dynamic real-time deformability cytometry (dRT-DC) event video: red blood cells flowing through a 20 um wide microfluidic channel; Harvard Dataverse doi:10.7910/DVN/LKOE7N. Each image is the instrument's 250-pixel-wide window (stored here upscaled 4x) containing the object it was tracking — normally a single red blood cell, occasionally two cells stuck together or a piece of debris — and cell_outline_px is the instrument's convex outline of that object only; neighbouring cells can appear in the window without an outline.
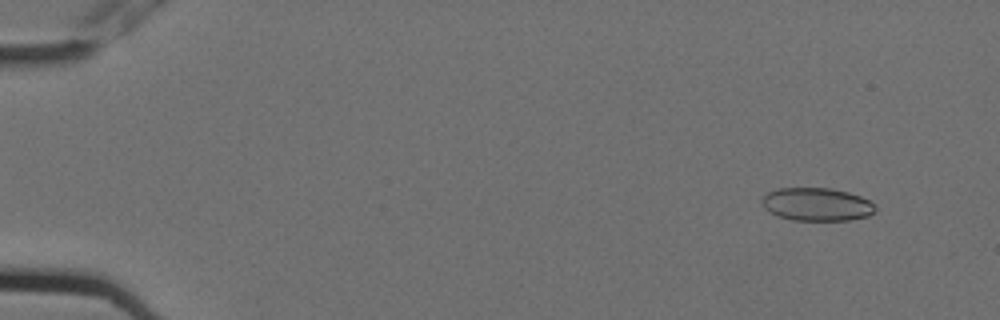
{"species": "Egyptian fruit bat (a non-hibernating species)", "species_latin": "Rousettus aegyptiacus", "temperature_condition": "cold", "stored_images_in_passage": 5, "camera_frame_rate_fps": 3000, "um_per_image_px": 0.085, "animal": {"sex": "female"}, "frame": {"image": 1, "passage_image": 2, "time_ms": 0.333, "image_size_px": [1000, 320], "cell_outline_px": [[876, 208], [868, 216], [848, 220], [792, 220], [776, 216], [768, 212], [764, 208], [764, 196], [768, 192], [780, 188], [832, 188], [848, 192], [860, 196], [868, 200]], "centroid_in_image_um": [69.41, 17.37], "position_along_channel_um": 15.6, "area_um2": 21.68}}